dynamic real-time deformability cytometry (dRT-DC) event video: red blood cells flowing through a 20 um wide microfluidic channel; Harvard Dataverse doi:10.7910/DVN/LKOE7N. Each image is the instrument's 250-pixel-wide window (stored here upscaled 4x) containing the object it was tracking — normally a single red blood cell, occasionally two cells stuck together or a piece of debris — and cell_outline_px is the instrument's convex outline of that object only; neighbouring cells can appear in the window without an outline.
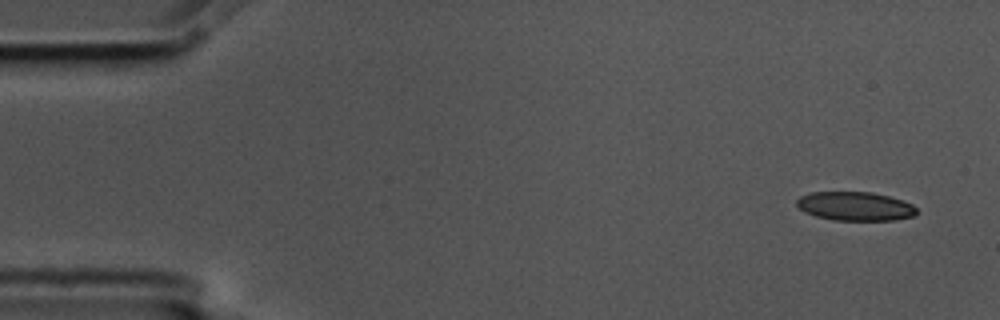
{"species": "common noctule bat (a hibernating species)", "species_latin": "Nyctalus noctula", "temperature_condition": "cold", "stored_images_in_passage": 6, "camera_frame_rate_fps": 3000, "um_per_image_px": 0.085, "animal": {"sex": "male", "body_mass_g": 17.5, "forearm_length_mm": 52.3}, "frame": {"image": 1, "passage_image": 1, "time_ms": 0.0, "image_size_px": [1000, 320], "cell_outline_px": [[916, 216], [896, 220], [832, 220], [816, 216], [804, 212], [796, 204], [796, 200], [800, 196], [812, 192], [872, 192], [888, 196], [912, 204], [916, 208]], "centroid_in_image_um": [72.68, 17.53], "position_along_channel_um": 12.3, "area_um2": 20.17}}
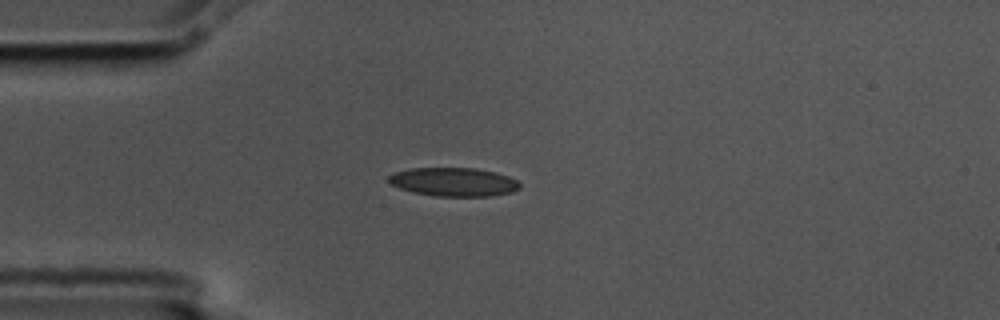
{"frame": {"image": 2, "passage_image": 4, "time_ms": 1.0, "image_size_px": [1000, 320], "cell_outline_px": [[520, 188], [512, 192], [492, 196], [436, 196], [412, 192], [400, 188], [392, 184], [388, 180], [388, 176], [396, 172], [412, 168], [476, 168], [496, 172], [508, 176], [516, 180], [520, 184]], "centroid_in_image_um": [38.59, 15.46], "position_along_channel_um": 46.4, "area_um2": 21.85}}